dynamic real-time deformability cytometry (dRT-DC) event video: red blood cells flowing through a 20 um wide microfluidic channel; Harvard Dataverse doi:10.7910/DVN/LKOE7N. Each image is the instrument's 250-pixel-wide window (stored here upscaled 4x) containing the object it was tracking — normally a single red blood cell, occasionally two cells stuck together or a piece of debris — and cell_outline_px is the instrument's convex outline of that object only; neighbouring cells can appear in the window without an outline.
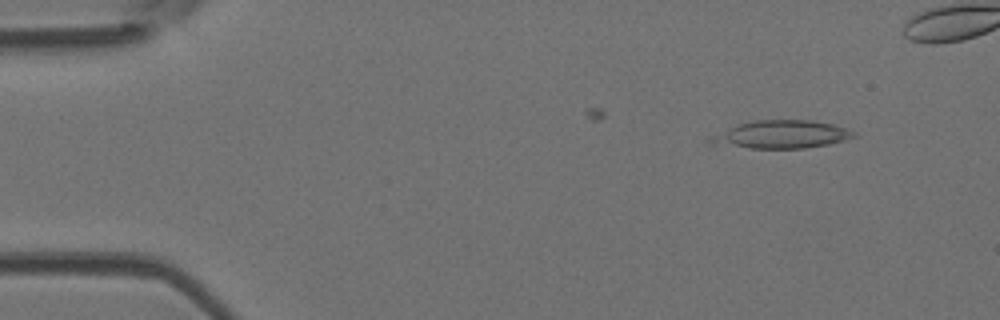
{"species": "Egyptian fruit bat (a non-hibernating species)", "species_latin": "Rousettus aegyptiacus", "temperature_condition": "room temperature", "stored_images_in_passage": 10, "camera_frame_rate_fps": 3000, "um_per_image_px": 0.085, "animal": {"sex": "female"}, "frame": {"image": 1, "passage_image": 1, "time_ms": 0.0, "image_size_px": [1000, 320], "cell_outline_px": [[860, 136], [828, 144], [804, 148], [748, 148], [708, 144], [704, 140], [708, 136], [740, 124], [752, 120], [812, 120], [832, 124], [856, 132]], "centroid_in_image_um": [66.37, 11.44], "position_along_channel_um": 18.6, "area_um2": 23.52}}